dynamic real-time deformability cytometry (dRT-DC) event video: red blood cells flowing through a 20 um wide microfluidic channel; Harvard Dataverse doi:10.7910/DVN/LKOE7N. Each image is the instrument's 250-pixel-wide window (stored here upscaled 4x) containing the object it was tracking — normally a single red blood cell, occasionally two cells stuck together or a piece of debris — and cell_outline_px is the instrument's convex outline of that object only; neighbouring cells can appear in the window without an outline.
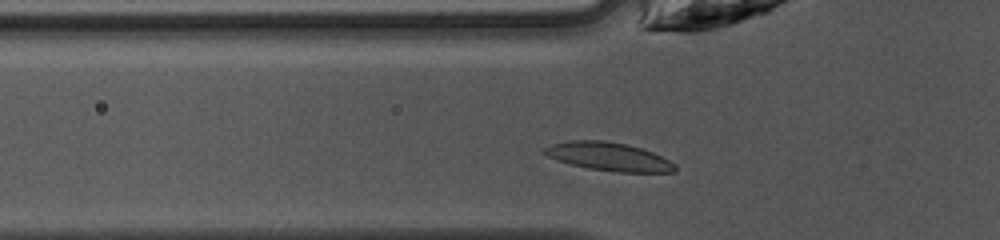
{"species": "common noctule bat (a hibernating species)", "species_latin": "Nyctalus noctula", "temperature_condition": "warm", "stored_images_in_passage": 28, "camera_frame_rate_fps": 3000, "um_per_image_px": 0.085, "animal": {"sex": "female", "body_mass_g": 10.0, "forearm_length_mm": 53.1}, "frame": {"image": 1, "passage_image": 2, "time_ms": 0.333, "image_size_px": [1000, 240], "cell_outline_px": [[676, 172], [616, 172], [588, 168], [556, 160], [540, 152], [544, 148], [552, 144], [572, 140], [604, 140], [628, 144], [652, 152], [676, 164]], "centroid_in_image_um": [51.73, 13.31], "position_along_channel_um": 74.1, "area_um2": 21.56}}
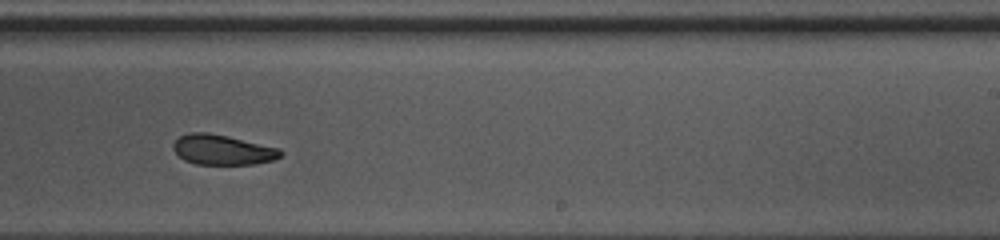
{"frame": {"image": 2, "passage_image": 16, "time_ms": 5.0, "image_size_px": [1000, 240], "cell_outline_px": [[284, 152], [280, 156], [272, 160], [256, 164], [196, 164], [184, 160], [172, 148], [172, 144], [180, 136], [188, 132], [208, 132], [228, 136], [280, 148]], "centroid_in_image_um": [18.91, 12.72], "position_along_channel_um": 270.1, "area_um2": 18.84}}
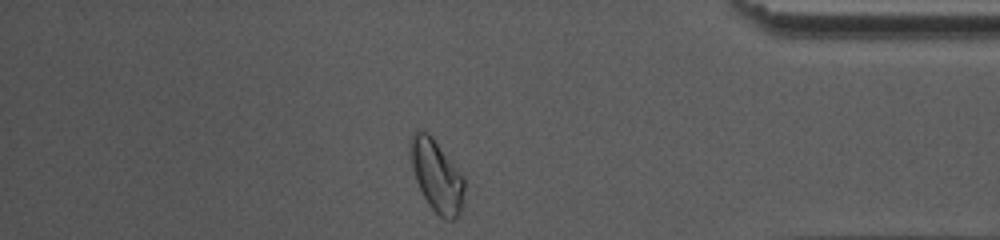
{"frame": {"image": 3, "passage_image": 27, "time_ms": 8.667, "image_size_px": [1000, 240], "cell_outline_px": [[464, 192], [460, 216], [456, 220], [444, 220], [428, 204], [416, 180], [412, 164], [408, 140], [412, 132], [420, 128], [428, 132], [432, 136], [464, 176]], "centroid_in_image_um": [37.12, 14.91], "position_along_channel_um": 398.1, "area_um2": 22.89}, "authors_computed_cell_mechanics": {"area_um2": 19.5653, "velocity_mm_per_s": 4.1872, "shape_relaxation_time_tau1_ms": 3.8326, "shape_relaxation_time_tau2_ms": 4.1536, "deformation_change_tau1": 0.1488, "deformation_change_tau2": 0.1038}}